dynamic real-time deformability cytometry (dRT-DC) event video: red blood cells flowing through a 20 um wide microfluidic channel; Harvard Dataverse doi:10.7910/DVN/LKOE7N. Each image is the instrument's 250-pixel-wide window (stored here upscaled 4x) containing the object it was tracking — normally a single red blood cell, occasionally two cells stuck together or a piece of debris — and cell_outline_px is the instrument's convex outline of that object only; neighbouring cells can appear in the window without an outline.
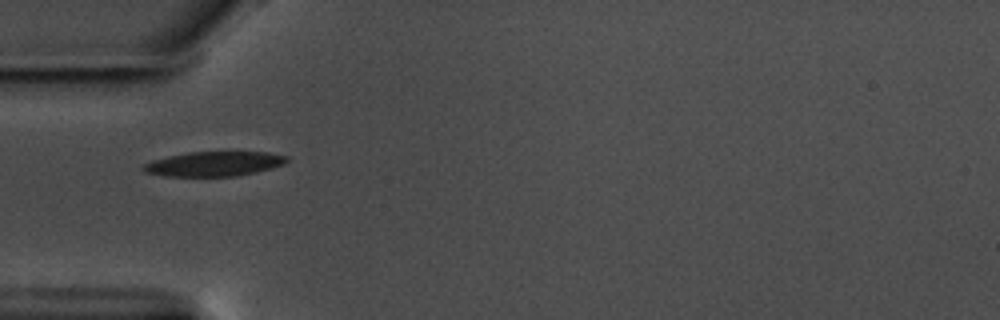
{"species": "common noctule bat (a hibernating species)", "species_latin": "Nyctalus noctula", "temperature_condition": "warm", "stored_images_in_passage": 22, "camera_frame_rate_fps": 3000, "um_per_image_px": 0.085, "animal": {"sex": "male", "body_mass_g": 17.5, "forearm_length_mm": 52.3}, "frame": {"image": 1, "passage_image": 1, "time_ms": 0.0, "image_size_px": [1000, 320], "cell_outline_px": [[288, 160], [284, 164], [272, 168], [256, 172], [236, 176], [168, 176], [144, 172], [140, 168], [144, 164], [152, 160], [168, 156], [188, 152], [268, 152], [288, 156]], "centroid_in_image_um": [18.19, 13.92], "position_along_channel_um": 66.8, "area_um2": 20.63}}
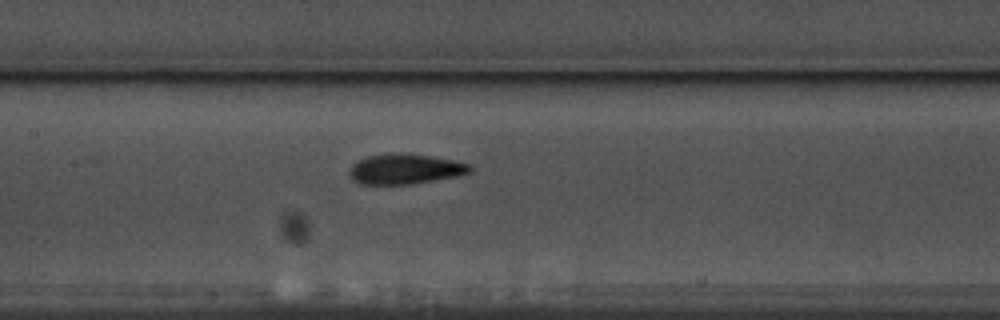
{"frame": {"image": 2, "passage_image": 10, "time_ms": 3.0, "image_size_px": [1000, 320], "cell_outline_px": [[472, 172], [456, 176], [412, 184], [360, 184], [352, 180], [348, 176], [348, 172], [352, 164], [356, 160], [368, 156], [400, 152], [432, 156], [456, 160], [472, 164]], "centroid_in_image_um": [34.43, 14.36], "position_along_channel_um": 173.0, "area_um2": 21.56}}
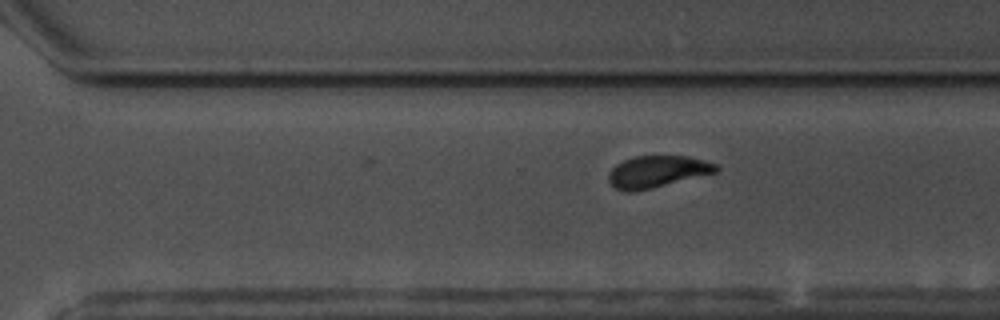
{"frame": {"image": 3, "passage_image": 22, "time_ms": 7.0, "image_size_px": [1000, 320], "cell_outline_px": [[720, 168], [716, 172], [636, 192], [624, 192], [616, 188], [608, 180], [608, 172], [616, 164], [632, 156], [688, 156], [716, 164]], "centroid_in_image_um": [55.82, 14.59], "position_along_channel_um": 314.8, "area_um2": 19.88}}